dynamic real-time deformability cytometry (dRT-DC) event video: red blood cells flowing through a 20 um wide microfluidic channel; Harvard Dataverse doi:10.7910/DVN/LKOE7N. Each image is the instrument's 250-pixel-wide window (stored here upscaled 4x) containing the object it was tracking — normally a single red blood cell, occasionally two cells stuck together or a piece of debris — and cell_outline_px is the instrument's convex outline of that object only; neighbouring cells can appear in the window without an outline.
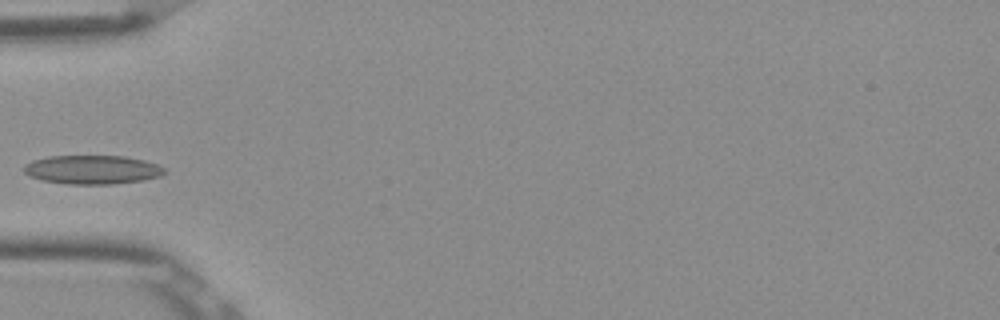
{"species": "Egyptian fruit bat (a non-hibernating species)", "species_latin": "Rousettus aegyptiacus", "temperature_condition": "room temperature", "stored_images_in_passage": 36, "camera_frame_rate_fps": 3000, "um_per_image_px": 0.085, "frame": {"image": 1, "passage_image": 1, "time_ms": 0.0, "image_size_px": [1000, 320], "cell_outline_px": [[168, 172], [160, 176], [144, 180], [112, 184], [68, 184], [40, 180], [28, 176], [24, 172], [24, 164], [32, 160], [48, 156], [124, 156], [144, 160], [156, 164], [164, 168]], "centroid_in_image_um": [7.83, 14.42], "position_along_channel_um": 77.2, "area_um2": 23.81}}
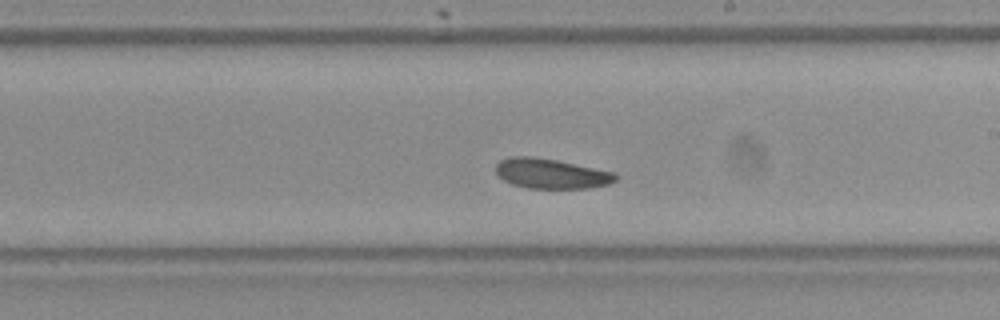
{"frame": {"image": 2, "passage_image": 14, "time_ms": 4.333, "image_size_px": [1000, 320], "cell_outline_px": [[620, 176], [616, 180], [608, 184], [588, 188], [528, 188], [512, 184], [504, 180], [496, 172], [496, 164], [500, 160], [508, 156], [532, 156], [556, 160], [616, 172]], "centroid_in_image_um": [46.86, 14.75], "position_along_channel_um": 242.1, "area_um2": 20.98}}
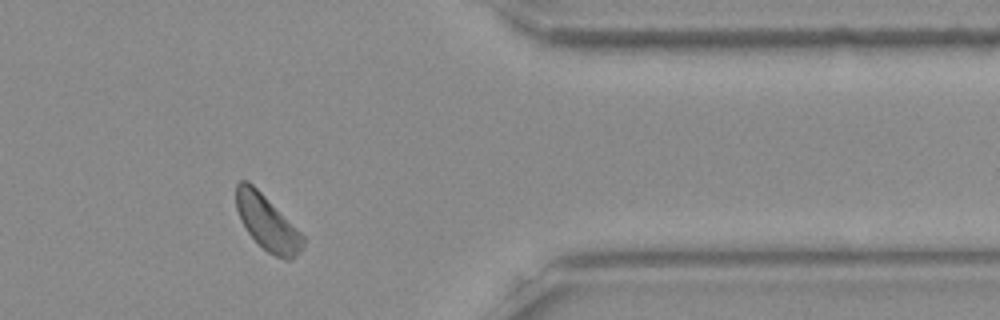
{"frame": {"image": 3, "passage_image": 27, "time_ms": 8.667, "image_size_px": [1000, 320], "cell_outline_px": [[304, 248], [292, 260], [284, 260], [268, 252], [248, 232], [240, 220], [236, 208], [236, 184], [240, 180], [248, 180], [304, 236]], "centroid_in_image_um": [22.71, 18.95], "position_along_channel_um": 388.7, "area_um2": 21.04}}